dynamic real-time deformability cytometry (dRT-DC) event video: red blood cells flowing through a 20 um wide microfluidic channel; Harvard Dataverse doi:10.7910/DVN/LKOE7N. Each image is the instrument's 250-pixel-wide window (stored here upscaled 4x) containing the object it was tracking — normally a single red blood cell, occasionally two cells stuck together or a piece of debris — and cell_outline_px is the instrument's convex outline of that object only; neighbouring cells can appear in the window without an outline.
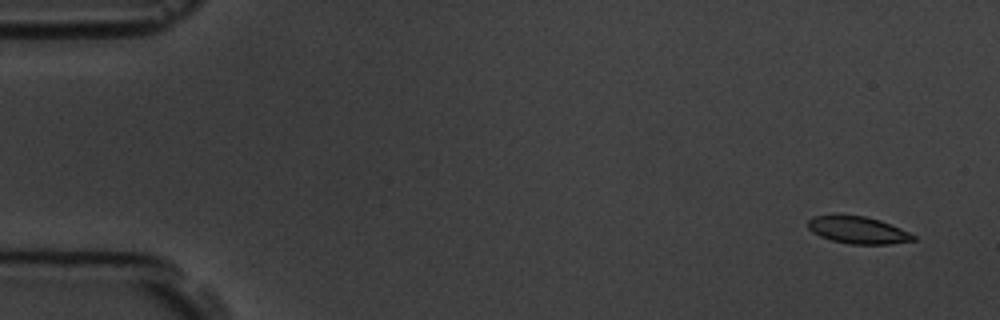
{"species": "common noctule bat (a hibernating species)", "species_latin": "Nyctalus noctula", "temperature_condition": "room temperature", "stored_images_in_passage": 5, "camera_frame_rate_fps": 3000, "um_per_image_px": 0.085, "animal": {"sex": "male", "body_mass_g": 19.5, "forearm_length_mm": 54.6}, "frame": {"image": 1, "passage_image": 1, "time_ms": 0.0, "image_size_px": [1000, 320], "cell_outline_px": [[916, 240], [892, 244], [848, 244], [832, 240], [820, 236], [812, 232], [808, 228], [808, 220], [812, 216], [864, 216], [880, 220], [900, 228], [916, 236]], "centroid_in_image_um": [72.94, 19.57], "position_along_channel_um": 12.1, "area_um2": 16.47}}